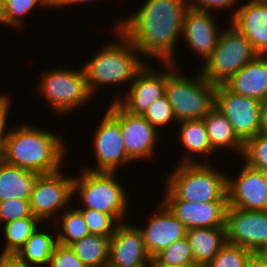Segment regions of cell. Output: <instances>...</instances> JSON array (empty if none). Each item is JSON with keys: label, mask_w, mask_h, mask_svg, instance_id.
<instances>
[{"label": "cell", "mask_w": 267, "mask_h": 267, "mask_svg": "<svg viewBox=\"0 0 267 267\" xmlns=\"http://www.w3.org/2000/svg\"><path fill=\"white\" fill-rule=\"evenodd\" d=\"M151 262L139 228L119 223L111 236L108 267H149Z\"/></svg>", "instance_id": "15"}, {"label": "cell", "mask_w": 267, "mask_h": 267, "mask_svg": "<svg viewBox=\"0 0 267 267\" xmlns=\"http://www.w3.org/2000/svg\"><path fill=\"white\" fill-rule=\"evenodd\" d=\"M188 1L147 0L138 12L118 23L116 28L134 44L139 54L157 57L170 70Z\"/></svg>", "instance_id": "1"}, {"label": "cell", "mask_w": 267, "mask_h": 267, "mask_svg": "<svg viewBox=\"0 0 267 267\" xmlns=\"http://www.w3.org/2000/svg\"><path fill=\"white\" fill-rule=\"evenodd\" d=\"M144 66L135 76L128 90L126 101H114L133 115L143 116L150 105L165 94L166 71L156 73ZM124 102V103H123Z\"/></svg>", "instance_id": "17"}, {"label": "cell", "mask_w": 267, "mask_h": 267, "mask_svg": "<svg viewBox=\"0 0 267 267\" xmlns=\"http://www.w3.org/2000/svg\"><path fill=\"white\" fill-rule=\"evenodd\" d=\"M180 140L193 154L209 155L213 152L203 119L181 121Z\"/></svg>", "instance_id": "28"}, {"label": "cell", "mask_w": 267, "mask_h": 267, "mask_svg": "<svg viewBox=\"0 0 267 267\" xmlns=\"http://www.w3.org/2000/svg\"><path fill=\"white\" fill-rule=\"evenodd\" d=\"M226 241L258 253L267 245V211H249L228 205Z\"/></svg>", "instance_id": "10"}, {"label": "cell", "mask_w": 267, "mask_h": 267, "mask_svg": "<svg viewBox=\"0 0 267 267\" xmlns=\"http://www.w3.org/2000/svg\"><path fill=\"white\" fill-rule=\"evenodd\" d=\"M214 106L228 118L244 143L262 132L260 101L236 94L219 84L215 90Z\"/></svg>", "instance_id": "9"}, {"label": "cell", "mask_w": 267, "mask_h": 267, "mask_svg": "<svg viewBox=\"0 0 267 267\" xmlns=\"http://www.w3.org/2000/svg\"><path fill=\"white\" fill-rule=\"evenodd\" d=\"M122 43L107 44L84 66L87 86L91 95L97 84H122L134 79L145 63L134 52V44L118 29ZM136 55V56H135ZM101 83V84H100Z\"/></svg>", "instance_id": "3"}, {"label": "cell", "mask_w": 267, "mask_h": 267, "mask_svg": "<svg viewBox=\"0 0 267 267\" xmlns=\"http://www.w3.org/2000/svg\"><path fill=\"white\" fill-rule=\"evenodd\" d=\"M262 132H267V97L261 101Z\"/></svg>", "instance_id": "42"}, {"label": "cell", "mask_w": 267, "mask_h": 267, "mask_svg": "<svg viewBox=\"0 0 267 267\" xmlns=\"http://www.w3.org/2000/svg\"><path fill=\"white\" fill-rule=\"evenodd\" d=\"M164 204L187 229L225 227L228 201L189 202L178 199L168 188Z\"/></svg>", "instance_id": "13"}, {"label": "cell", "mask_w": 267, "mask_h": 267, "mask_svg": "<svg viewBox=\"0 0 267 267\" xmlns=\"http://www.w3.org/2000/svg\"><path fill=\"white\" fill-rule=\"evenodd\" d=\"M224 85L232 92L262 101L267 97V57L258 55Z\"/></svg>", "instance_id": "21"}, {"label": "cell", "mask_w": 267, "mask_h": 267, "mask_svg": "<svg viewBox=\"0 0 267 267\" xmlns=\"http://www.w3.org/2000/svg\"><path fill=\"white\" fill-rule=\"evenodd\" d=\"M252 251L226 243L206 267H245Z\"/></svg>", "instance_id": "32"}, {"label": "cell", "mask_w": 267, "mask_h": 267, "mask_svg": "<svg viewBox=\"0 0 267 267\" xmlns=\"http://www.w3.org/2000/svg\"><path fill=\"white\" fill-rule=\"evenodd\" d=\"M195 2H188V7L195 9V10H201L208 12L209 8H228L229 6H232L237 2V0H193ZM194 3V4H193Z\"/></svg>", "instance_id": "38"}, {"label": "cell", "mask_w": 267, "mask_h": 267, "mask_svg": "<svg viewBox=\"0 0 267 267\" xmlns=\"http://www.w3.org/2000/svg\"><path fill=\"white\" fill-rule=\"evenodd\" d=\"M196 266H207L227 243L225 227L187 229Z\"/></svg>", "instance_id": "23"}, {"label": "cell", "mask_w": 267, "mask_h": 267, "mask_svg": "<svg viewBox=\"0 0 267 267\" xmlns=\"http://www.w3.org/2000/svg\"><path fill=\"white\" fill-rule=\"evenodd\" d=\"M246 164L258 170L267 169V132H260L244 143Z\"/></svg>", "instance_id": "31"}, {"label": "cell", "mask_w": 267, "mask_h": 267, "mask_svg": "<svg viewBox=\"0 0 267 267\" xmlns=\"http://www.w3.org/2000/svg\"><path fill=\"white\" fill-rule=\"evenodd\" d=\"M40 90L56 113H66L82 105L92 96L84 68L80 71L57 69L42 77Z\"/></svg>", "instance_id": "8"}, {"label": "cell", "mask_w": 267, "mask_h": 267, "mask_svg": "<svg viewBox=\"0 0 267 267\" xmlns=\"http://www.w3.org/2000/svg\"><path fill=\"white\" fill-rule=\"evenodd\" d=\"M40 220L36 217H26L4 224V234L7 239L2 255H16L31 237Z\"/></svg>", "instance_id": "27"}, {"label": "cell", "mask_w": 267, "mask_h": 267, "mask_svg": "<svg viewBox=\"0 0 267 267\" xmlns=\"http://www.w3.org/2000/svg\"><path fill=\"white\" fill-rule=\"evenodd\" d=\"M93 140L98 166L97 169L88 170L115 172L120 163L131 161L124 147L119 122L108 111L97 127Z\"/></svg>", "instance_id": "16"}, {"label": "cell", "mask_w": 267, "mask_h": 267, "mask_svg": "<svg viewBox=\"0 0 267 267\" xmlns=\"http://www.w3.org/2000/svg\"><path fill=\"white\" fill-rule=\"evenodd\" d=\"M26 217H35L32 215L29 200L7 199L0 201V221L4 224Z\"/></svg>", "instance_id": "36"}, {"label": "cell", "mask_w": 267, "mask_h": 267, "mask_svg": "<svg viewBox=\"0 0 267 267\" xmlns=\"http://www.w3.org/2000/svg\"><path fill=\"white\" fill-rule=\"evenodd\" d=\"M258 254L267 262V245Z\"/></svg>", "instance_id": "46"}, {"label": "cell", "mask_w": 267, "mask_h": 267, "mask_svg": "<svg viewBox=\"0 0 267 267\" xmlns=\"http://www.w3.org/2000/svg\"><path fill=\"white\" fill-rule=\"evenodd\" d=\"M215 21L206 11L187 8L183 18L182 34L190 48L207 59L217 46L220 34Z\"/></svg>", "instance_id": "20"}, {"label": "cell", "mask_w": 267, "mask_h": 267, "mask_svg": "<svg viewBox=\"0 0 267 267\" xmlns=\"http://www.w3.org/2000/svg\"><path fill=\"white\" fill-rule=\"evenodd\" d=\"M203 120L212 150L234 147L243 154L244 142L237 136L228 118L221 111L214 106Z\"/></svg>", "instance_id": "24"}, {"label": "cell", "mask_w": 267, "mask_h": 267, "mask_svg": "<svg viewBox=\"0 0 267 267\" xmlns=\"http://www.w3.org/2000/svg\"><path fill=\"white\" fill-rule=\"evenodd\" d=\"M118 122L128 157L133 161L153 154L157 129L143 116L133 115L113 101L107 110Z\"/></svg>", "instance_id": "11"}, {"label": "cell", "mask_w": 267, "mask_h": 267, "mask_svg": "<svg viewBox=\"0 0 267 267\" xmlns=\"http://www.w3.org/2000/svg\"><path fill=\"white\" fill-rule=\"evenodd\" d=\"M38 4L52 7V0H4L3 24L20 27V17ZM19 17V18H18Z\"/></svg>", "instance_id": "33"}, {"label": "cell", "mask_w": 267, "mask_h": 267, "mask_svg": "<svg viewBox=\"0 0 267 267\" xmlns=\"http://www.w3.org/2000/svg\"><path fill=\"white\" fill-rule=\"evenodd\" d=\"M245 267H267V262L258 253H253Z\"/></svg>", "instance_id": "41"}, {"label": "cell", "mask_w": 267, "mask_h": 267, "mask_svg": "<svg viewBox=\"0 0 267 267\" xmlns=\"http://www.w3.org/2000/svg\"><path fill=\"white\" fill-rule=\"evenodd\" d=\"M50 267H86L69 246L57 244L48 263Z\"/></svg>", "instance_id": "37"}, {"label": "cell", "mask_w": 267, "mask_h": 267, "mask_svg": "<svg viewBox=\"0 0 267 267\" xmlns=\"http://www.w3.org/2000/svg\"><path fill=\"white\" fill-rule=\"evenodd\" d=\"M39 175L10 165L0 158V201L14 198L29 200Z\"/></svg>", "instance_id": "22"}, {"label": "cell", "mask_w": 267, "mask_h": 267, "mask_svg": "<svg viewBox=\"0 0 267 267\" xmlns=\"http://www.w3.org/2000/svg\"><path fill=\"white\" fill-rule=\"evenodd\" d=\"M86 221L90 234L101 236H112L117 225V221L108 214L94 209H79ZM116 222L115 224H113ZM115 225V226H114ZM113 226V228H112Z\"/></svg>", "instance_id": "34"}, {"label": "cell", "mask_w": 267, "mask_h": 267, "mask_svg": "<svg viewBox=\"0 0 267 267\" xmlns=\"http://www.w3.org/2000/svg\"><path fill=\"white\" fill-rule=\"evenodd\" d=\"M167 180V188L189 202L228 201L227 177L207 163L185 157Z\"/></svg>", "instance_id": "4"}, {"label": "cell", "mask_w": 267, "mask_h": 267, "mask_svg": "<svg viewBox=\"0 0 267 267\" xmlns=\"http://www.w3.org/2000/svg\"><path fill=\"white\" fill-rule=\"evenodd\" d=\"M235 26L259 55H267V1L250 0L232 15Z\"/></svg>", "instance_id": "19"}, {"label": "cell", "mask_w": 267, "mask_h": 267, "mask_svg": "<svg viewBox=\"0 0 267 267\" xmlns=\"http://www.w3.org/2000/svg\"><path fill=\"white\" fill-rule=\"evenodd\" d=\"M62 219V229L64 234L63 232L57 234L59 244L70 246L72 243L90 235L83 214L78 208L66 211L63 214Z\"/></svg>", "instance_id": "30"}, {"label": "cell", "mask_w": 267, "mask_h": 267, "mask_svg": "<svg viewBox=\"0 0 267 267\" xmlns=\"http://www.w3.org/2000/svg\"><path fill=\"white\" fill-rule=\"evenodd\" d=\"M244 164L236 180L227 178L228 205L249 211H267V184L262 170Z\"/></svg>", "instance_id": "14"}, {"label": "cell", "mask_w": 267, "mask_h": 267, "mask_svg": "<svg viewBox=\"0 0 267 267\" xmlns=\"http://www.w3.org/2000/svg\"><path fill=\"white\" fill-rule=\"evenodd\" d=\"M143 117L156 128L172 120L177 121L165 94L150 105Z\"/></svg>", "instance_id": "35"}, {"label": "cell", "mask_w": 267, "mask_h": 267, "mask_svg": "<svg viewBox=\"0 0 267 267\" xmlns=\"http://www.w3.org/2000/svg\"><path fill=\"white\" fill-rule=\"evenodd\" d=\"M57 244V238L36 229L16 256L33 267L45 265L49 263Z\"/></svg>", "instance_id": "26"}, {"label": "cell", "mask_w": 267, "mask_h": 267, "mask_svg": "<svg viewBox=\"0 0 267 267\" xmlns=\"http://www.w3.org/2000/svg\"><path fill=\"white\" fill-rule=\"evenodd\" d=\"M221 32L217 46L204 61L201 74L212 84H224L259 54L233 25Z\"/></svg>", "instance_id": "7"}, {"label": "cell", "mask_w": 267, "mask_h": 267, "mask_svg": "<svg viewBox=\"0 0 267 267\" xmlns=\"http://www.w3.org/2000/svg\"><path fill=\"white\" fill-rule=\"evenodd\" d=\"M115 172L85 170L81 178L73 180V195L79 191L84 208L94 209L111 215L121 223L127 209V194L115 180Z\"/></svg>", "instance_id": "6"}, {"label": "cell", "mask_w": 267, "mask_h": 267, "mask_svg": "<svg viewBox=\"0 0 267 267\" xmlns=\"http://www.w3.org/2000/svg\"><path fill=\"white\" fill-rule=\"evenodd\" d=\"M4 21V0H0V23Z\"/></svg>", "instance_id": "45"}, {"label": "cell", "mask_w": 267, "mask_h": 267, "mask_svg": "<svg viewBox=\"0 0 267 267\" xmlns=\"http://www.w3.org/2000/svg\"><path fill=\"white\" fill-rule=\"evenodd\" d=\"M149 267H198V266H196V265H185V266H163V265H158V264H156V263L152 260V262H151V264H150Z\"/></svg>", "instance_id": "44"}, {"label": "cell", "mask_w": 267, "mask_h": 267, "mask_svg": "<svg viewBox=\"0 0 267 267\" xmlns=\"http://www.w3.org/2000/svg\"><path fill=\"white\" fill-rule=\"evenodd\" d=\"M87 1H91V0H52V6L53 7H60V6H64V5H70V4H77V3H85Z\"/></svg>", "instance_id": "43"}, {"label": "cell", "mask_w": 267, "mask_h": 267, "mask_svg": "<svg viewBox=\"0 0 267 267\" xmlns=\"http://www.w3.org/2000/svg\"><path fill=\"white\" fill-rule=\"evenodd\" d=\"M9 98L7 96L0 95V151L3 147L6 137L9 135V132L5 133V126L7 121V113L9 110Z\"/></svg>", "instance_id": "39"}, {"label": "cell", "mask_w": 267, "mask_h": 267, "mask_svg": "<svg viewBox=\"0 0 267 267\" xmlns=\"http://www.w3.org/2000/svg\"><path fill=\"white\" fill-rule=\"evenodd\" d=\"M111 236L90 234L69 247L86 267H108Z\"/></svg>", "instance_id": "25"}, {"label": "cell", "mask_w": 267, "mask_h": 267, "mask_svg": "<svg viewBox=\"0 0 267 267\" xmlns=\"http://www.w3.org/2000/svg\"><path fill=\"white\" fill-rule=\"evenodd\" d=\"M0 267H33L20 260L16 255H0Z\"/></svg>", "instance_id": "40"}, {"label": "cell", "mask_w": 267, "mask_h": 267, "mask_svg": "<svg viewBox=\"0 0 267 267\" xmlns=\"http://www.w3.org/2000/svg\"><path fill=\"white\" fill-rule=\"evenodd\" d=\"M64 146L57 135L22 125L19 129L9 130L0 158L38 174H50L60 170Z\"/></svg>", "instance_id": "2"}, {"label": "cell", "mask_w": 267, "mask_h": 267, "mask_svg": "<svg viewBox=\"0 0 267 267\" xmlns=\"http://www.w3.org/2000/svg\"><path fill=\"white\" fill-rule=\"evenodd\" d=\"M262 173L264 175V178H265V181H266V184H267V169L262 170Z\"/></svg>", "instance_id": "47"}, {"label": "cell", "mask_w": 267, "mask_h": 267, "mask_svg": "<svg viewBox=\"0 0 267 267\" xmlns=\"http://www.w3.org/2000/svg\"><path fill=\"white\" fill-rule=\"evenodd\" d=\"M166 71L165 95L176 120L203 119L215 105V84L202 74L190 80L173 70ZM173 71V72H172Z\"/></svg>", "instance_id": "5"}, {"label": "cell", "mask_w": 267, "mask_h": 267, "mask_svg": "<svg viewBox=\"0 0 267 267\" xmlns=\"http://www.w3.org/2000/svg\"><path fill=\"white\" fill-rule=\"evenodd\" d=\"M152 260L156 264L163 266L195 265L192 247L187 237L174 241Z\"/></svg>", "instance_id": "29"}, {"label": "cell", "mask_w": 267, "mask_h": 267, "mask_svg": "<svg viewBox=\"0 0 267 267\" xmlns=\"http://www.w3.org/2000/svg\"><path fill=\"white\" fill-rule=\"evenodd\" d=\"M161 211L153 215L146 228H139L145 248L153 259L174 241L186 237L187 228L161 203Z\"/></svg>", "instance_id": "18"}, {"label": "cell", "mask_w": 267, "mask_h": 267, "mask_svg": "<svg viewBox=\"0 0 267 267\" xmlns=\"http://www.w3.org/2000/svg\"><path fill=\"white\" fill-rule=\"evenodd\" d=\"M73 180L60 175V171L40 174L29 199L32 215L41 221L65 207L73 196Z\"/></svg>", "instance_id": "12"}]
</instances>
